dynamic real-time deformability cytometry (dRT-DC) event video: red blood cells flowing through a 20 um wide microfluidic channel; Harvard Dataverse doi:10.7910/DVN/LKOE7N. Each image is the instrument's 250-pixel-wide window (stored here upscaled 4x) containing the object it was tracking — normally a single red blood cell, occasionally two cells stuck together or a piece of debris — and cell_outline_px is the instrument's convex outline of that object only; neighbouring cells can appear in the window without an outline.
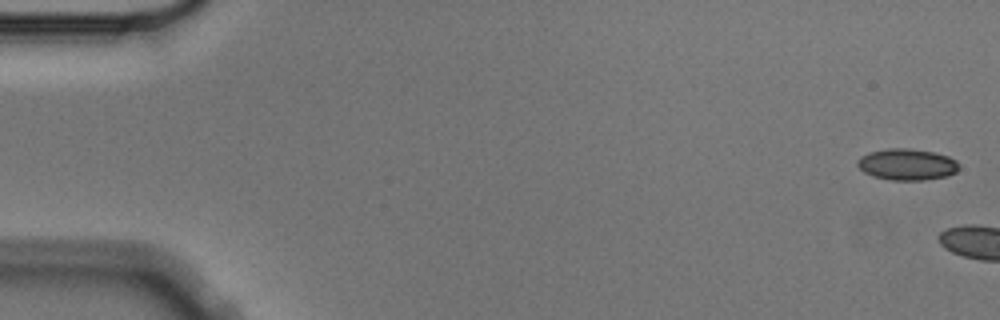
{"species": "Egyptian fruit bat (a non-hibernating species)", "species_latin": "Rousettus aegyptiacus", "temperature_condition": "cold", "stored_images_in_passage": 2, "camera_frame_rate_fps": 3000, "um_per_image_px": 0.085, "animal": {"sex": "male"}, "frame": {"image": 1, "passage_image": 1, "time_ms": 0.0, "image_size_px": [1000, 320], "cell_outline_px": [[960, 168], [956, 172], [948, 176], [924, 180], [892, 180], [872, 176], [864, 172], [856, 164], [856, 160], [860, 156], [872, 152], [888, 148], [908, 148], [936, 152], [948, 156], [956, 160], [960, 164]], "centroid_in_image_um": [77.12, 13.97], "position_along_channel_um": 7.9, "area_um2": 18.79}}